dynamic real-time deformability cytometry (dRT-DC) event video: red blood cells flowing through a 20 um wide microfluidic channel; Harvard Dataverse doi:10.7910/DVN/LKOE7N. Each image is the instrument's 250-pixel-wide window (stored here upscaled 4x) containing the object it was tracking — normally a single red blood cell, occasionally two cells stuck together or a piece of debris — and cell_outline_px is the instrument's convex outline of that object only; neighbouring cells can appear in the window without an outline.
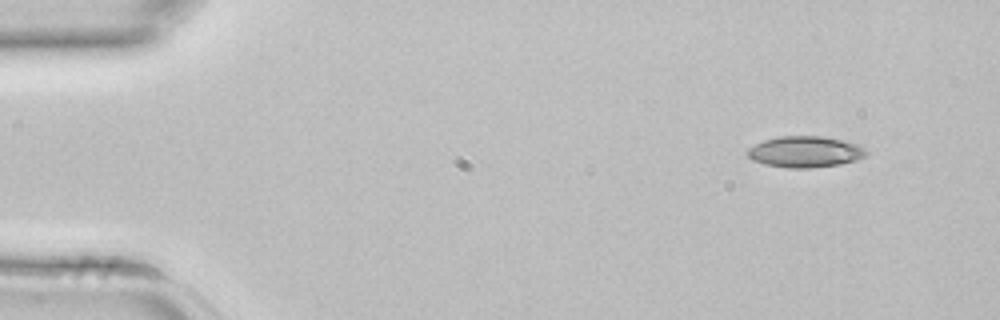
{"species": "common noctule bat (a hibernating species)", "species_latin": "Nyctalus noctula", "temperature_condition": "room temperature", "stored_images_in_passage": 3, "camera_frame_rate_fps": 3000, "um_per_image_px": 0.085, "animal": {"sex": "female", "body_mass_g": 22.7, "forearm_length_mm": 54.2}, "frame": {"image": 1, "passage_image": 1, "time_ms": 0.0, "image_size_px": [1000, 320], "cell_outline_px": [[868, 152], [864, 156], [856, 160], [840, 164], [812, 168], [788, 168], [764, 164], [752, 160], [748, 156], [748, 148], [764, 140], [780, 136], [824, 136], [856, 144], [864, 148]], "centroid_in_image_um": [68.42, 12.91], "position_along_channel_um": 16.6, "area_um2": 21.44}}
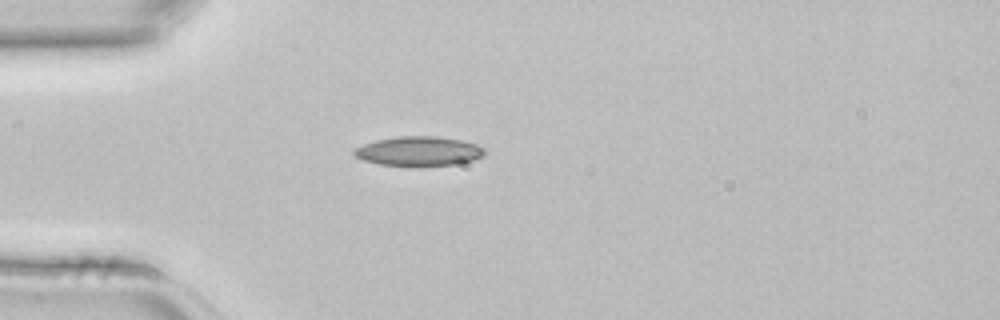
{"frame": {"image": 2, "passage_image": 3, "time_ms": 0.667, "image_size_px": [1000, 320], "cell_outline_px": [[488, 152], [484, 156], [472, 160], [452, 164], [380, 164], [364, 160], [352, 156], [352, 152], [356, 148], [364, 144], [376, 140], [396, 136], [436, 136], [460, 140], [476, 144], [484, 148]], "centroid_in_image_um": [35.6, 12.82], "position_along_channel_um": 49.4, "area_um2": 21.85}}